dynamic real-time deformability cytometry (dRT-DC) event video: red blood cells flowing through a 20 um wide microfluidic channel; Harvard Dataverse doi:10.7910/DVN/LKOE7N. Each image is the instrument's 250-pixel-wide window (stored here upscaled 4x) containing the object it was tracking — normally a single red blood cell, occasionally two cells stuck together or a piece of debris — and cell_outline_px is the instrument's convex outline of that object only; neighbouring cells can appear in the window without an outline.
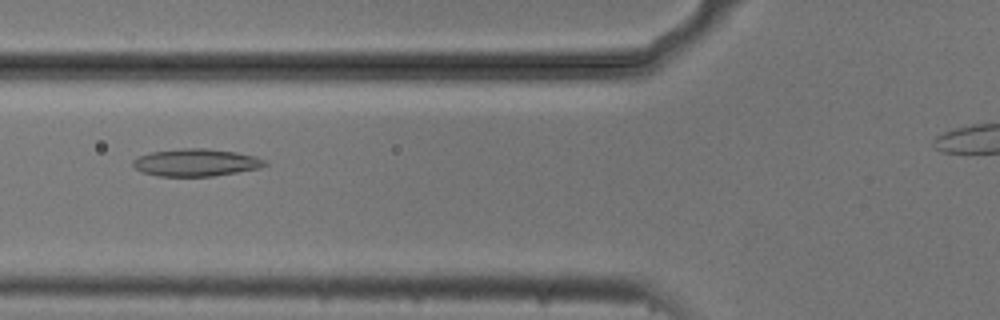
{"species": "common noctule bat (a hibernating species)", "species_latin": "Nyctalus noctula", "temperature_condition": "cold", "stored_images_in_passage": 33, "camera_frame_rate_fps": 3000, "um_per_image_px": 0.085, "animal": {"sex": "male", "body_mass_g": 20.5, "forearm_length_mm": 52.5}, "frame": {"image": 1, "passage_image": 5, "time_ms": 1.333, "image_size_px": [1000, 320], "cell_outline_px": [[268, 164], [260, 168], [212, 176], [160, 176], [144, 172], [136, 168], [132, 164], [132, 160], [140, 156], [152, 152], [180, 148], [208, 148], [236, 152], [256, 156], [268, 160]], "centroid_in_image_um": [16.71, 13.8], "position_along_channel_um": 109.1, "area_um2": 21.04}}
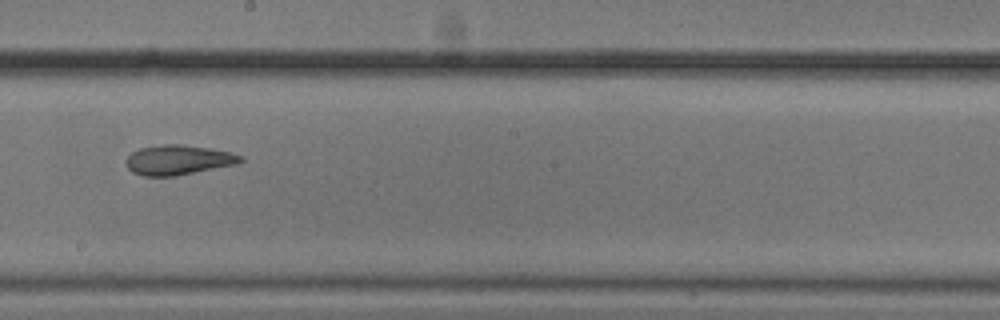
{"frame": {"image": 2, "passage_image": 15, "time_ms": 4.667, "image_size_px": [1000, 320], "cell_outline_px": [[244, 160], [236, 164], [176, 176], [140, 176], [132, 172], [124, 164], [128, 156], [132, 152], [140, 148], [164, 144], [180, 144], [212, 148], [232, 152], [244, 156]], "centroid_in_image_um": [15.16, 13.59], "position_along_channel_um": 233.0, "area_um2": 20.11}}
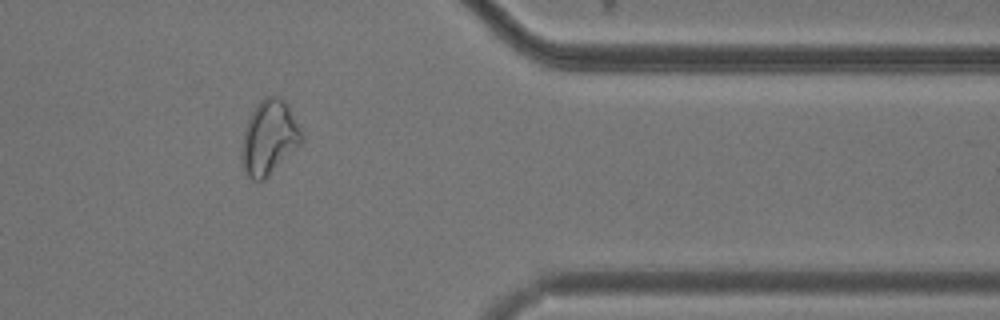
{"frame": {"image": 3, "passage_image": 29, "time_ms": 9.333, "image_size_px": [1000, 320], "cell_outline_px": [[304, 140], [264, 180], [252, 180], [248, 176], [244, 168], [240, 156], [240, 148], [244, 128], [252, 112], [260, 100], [264, 96], [276, 96], [284, 100], [288, 104], [304, 136]], "centroid_in_image_um": [22.86, 11.68], "position_along_channel_um": 388.5, "area_um2": 25.95}}